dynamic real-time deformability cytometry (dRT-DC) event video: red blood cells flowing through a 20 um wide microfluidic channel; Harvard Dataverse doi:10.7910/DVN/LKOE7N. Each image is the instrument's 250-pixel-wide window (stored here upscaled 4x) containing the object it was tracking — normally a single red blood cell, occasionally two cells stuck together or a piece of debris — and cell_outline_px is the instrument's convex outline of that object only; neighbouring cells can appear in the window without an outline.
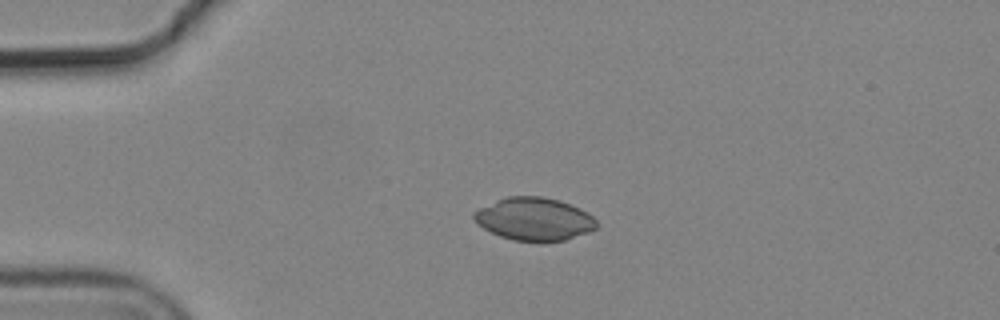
{"species": "common noctule bat (a hibernating species)", "species_latin": "Nyctalus noctula", "temperature_condition": "cold", "stored_images_in_passage": 2, "camera_frame_rate_fps": 3000, "um_per_image_px": 0.085, "animal": {"sex": "male", "body_mass_g": 19.2, "forearm_length_mm": 51.8}, "frame": {"image": 1, "passage_image": 1, "time_ms": 0.0, "image_size_px": [1000, 320], "cell_outline_px": [[600, 224], [596, 228], [588, 232], [564, 240], [512, 240], [500, 236], [476, 224], [472, 220], [472, 212], [496, 200], [508, 196], [540, 196], [560, 200], [580, 208], [588, 212]], "centroid_in_image_um": [45.39, 18.59], "position_along_channel_um": 39.6, "area_um2": 30.52}}